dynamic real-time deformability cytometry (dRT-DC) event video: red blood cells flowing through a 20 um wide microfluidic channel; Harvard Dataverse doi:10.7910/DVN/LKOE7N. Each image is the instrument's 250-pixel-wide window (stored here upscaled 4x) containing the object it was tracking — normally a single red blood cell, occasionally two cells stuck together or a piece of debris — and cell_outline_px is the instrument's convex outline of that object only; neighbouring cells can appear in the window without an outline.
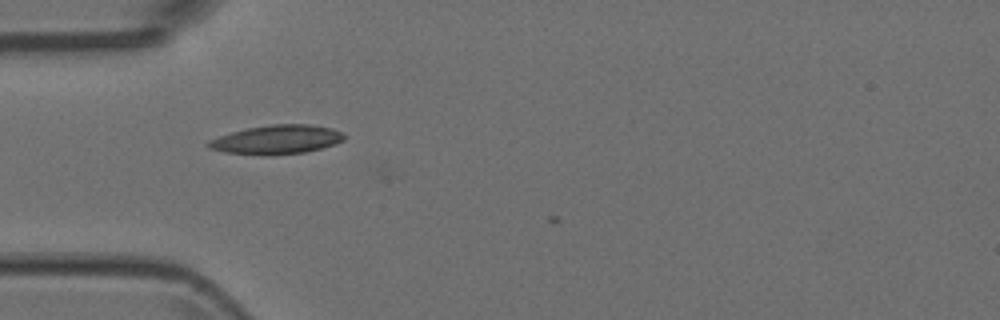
{"species": "Egyptian fruit bat (a non-hibernating species)", "species_latin": "Rousettus aegyptiacus", "temperature_condition": "room temperature", "stored_images_in_passage": 2, "camera_frame_rate_fps": 3000, "um_per_image_px": 0.085, "animal": {"sex": "female"}, "frame": {"image": 1, "passage_image": 1, "time_ms": 0.0, "image_size_px": [1000, 320], "cell_outline_px": [[344, 140], [336, 144], [304, 152], [264, 156], [224, 152], [208, 148], [204, 144], [208, 140], [232, 132], [248, 128], [272, 124], [308, 124], [332, 128], [340, 132], [344, 136]], "centroid_in_image_um": [23.48, 11.87], "position_along_channel_um": 61.5, "area_um2": 22.95}}
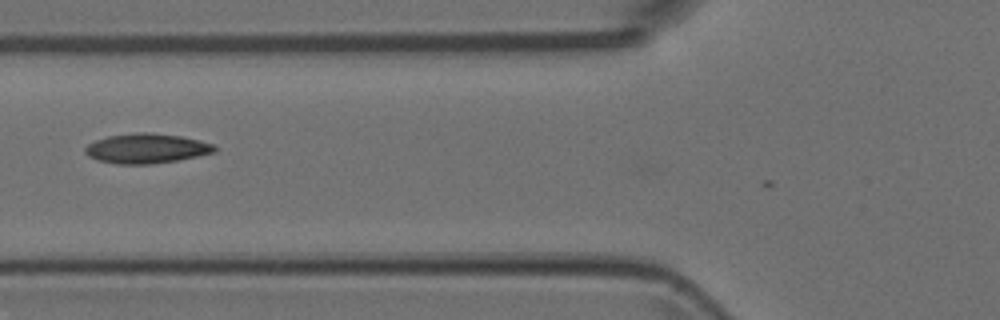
{"frame": {"image": 2, "passage_image": 2, "time_ms": 0.333, "image_size_px": [1000, 320], "cell_outline_px": [[216, 152], [176, 160], [148, 164], [116, 164], [96, 160], [88, 156], [84, 152], [84, 148], [88, 144], [96, 140], [108, 136], [132, 132], [152, 132], [180, 136], [200, 140], [212, 144], [216, 148]], "centroid_in_image_um": [12.41, 12.61], "position_along_channel_um": 113.4, "area_um2": 22.48}}